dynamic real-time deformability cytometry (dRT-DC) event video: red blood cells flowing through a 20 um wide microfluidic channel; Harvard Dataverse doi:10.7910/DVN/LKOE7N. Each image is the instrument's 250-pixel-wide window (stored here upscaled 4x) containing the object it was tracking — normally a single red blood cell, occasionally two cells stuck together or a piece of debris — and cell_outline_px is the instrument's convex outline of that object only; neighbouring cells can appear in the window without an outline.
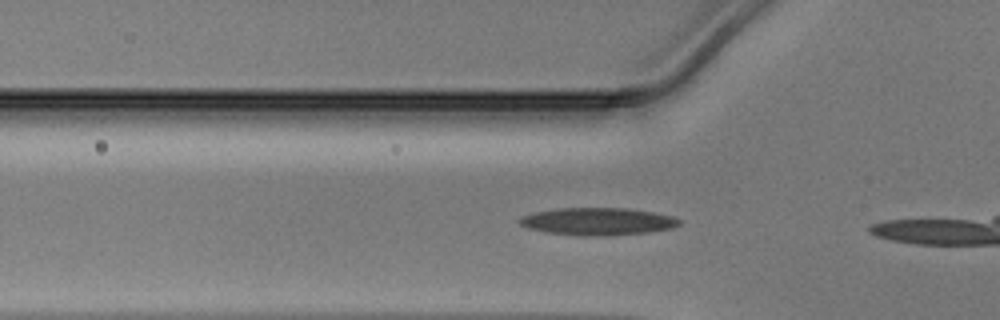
{"species": "Egyptian fruit bat (a non-hibernating species)", "species_latin": "Rousettus aegyptiacus", "temperature_condition": "warm", "stored_images_in_passage": 7, "camera_frame_rate_fps": 3000, "um_per_image_px": 0.085, "animal": {"sex": "male"}, "frame": {"image": 1, "passage_image": 2, "time_ms": 0.333, "image_size_px": [1000, 320], "cell_outline_px": [[680, 224], [668, 228], [648, 232], [592, 236], [588, 236], [544, 232], [528, 228], [520, 224], [516, 220], [520, 216], [532, 212], [556, 208], [628, 208], [652, 212], [672, 216], [680, 220]], "centroid_in_image_um": [50.71, 18.81], "position_along_channel_um": 75.1, "area_um2": 25.37}}
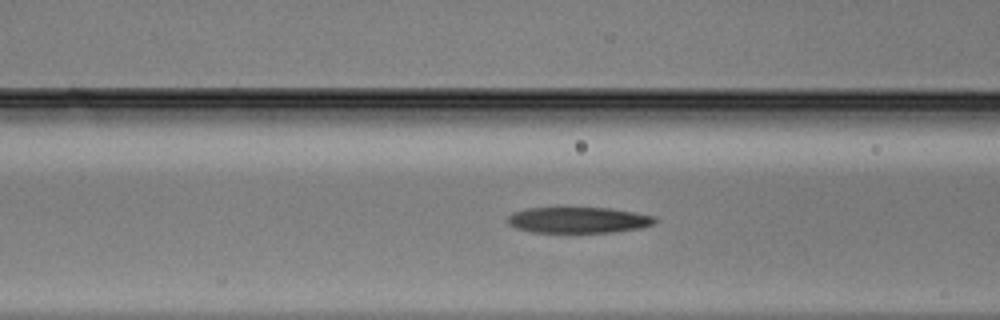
{"frame": {"image": 2, "passage_image": 5, "time_ms": 1.333, "image_size_px": [1000, 320], "cell_outline_px": [[656, 224], [640, 228], [612, 232], [532, 232], [516, 228], [508, 224], [508, 216], [512, 212], [528, 208], [612, 208], [636, 212], [656, 216]], "centroid_in_image_um": [49.19, 18.7], "position_along_channel_um": 117.4, "area_um2": 22.37}}